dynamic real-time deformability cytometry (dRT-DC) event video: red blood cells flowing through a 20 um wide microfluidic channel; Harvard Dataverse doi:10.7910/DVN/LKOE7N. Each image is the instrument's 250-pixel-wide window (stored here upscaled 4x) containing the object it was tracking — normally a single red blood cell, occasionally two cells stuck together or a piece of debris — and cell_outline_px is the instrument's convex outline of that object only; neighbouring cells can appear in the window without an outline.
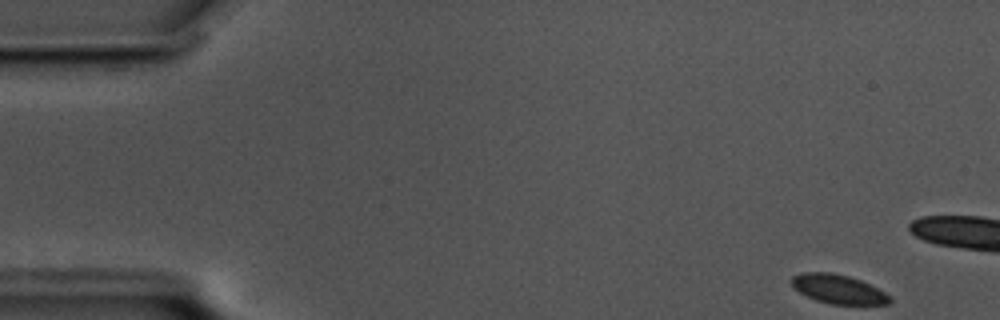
{"species": "common noctule bat (a hibernating species)", "species_latin": "Nyctalus noctula", "temperature_condition": "cold", "stored_images_in_passage": 15, "camera_frame_rate_fps": 3000, "um_per_image_px": 0.085, "animal": {"sex": "male", "body_mass_g": 17.5, "forearm_length_mm": 52.3}, "frame": {"image": 1, "passage_image": 1, "time_ms": 0.0, "image_size_px": [1000, 320], "cell_outline_px": [[892, 300], [888, 304], [828, 304], [816, 300], [800, 292], [788, 280], [792, 276], [804, 272], [832, 272], [848, 276], [860, 280], [892, 296]], "centroid_in_image_um": [71.24, 24.57], "position_along_channel_um": 13.8, "area_um2": 16.53}}